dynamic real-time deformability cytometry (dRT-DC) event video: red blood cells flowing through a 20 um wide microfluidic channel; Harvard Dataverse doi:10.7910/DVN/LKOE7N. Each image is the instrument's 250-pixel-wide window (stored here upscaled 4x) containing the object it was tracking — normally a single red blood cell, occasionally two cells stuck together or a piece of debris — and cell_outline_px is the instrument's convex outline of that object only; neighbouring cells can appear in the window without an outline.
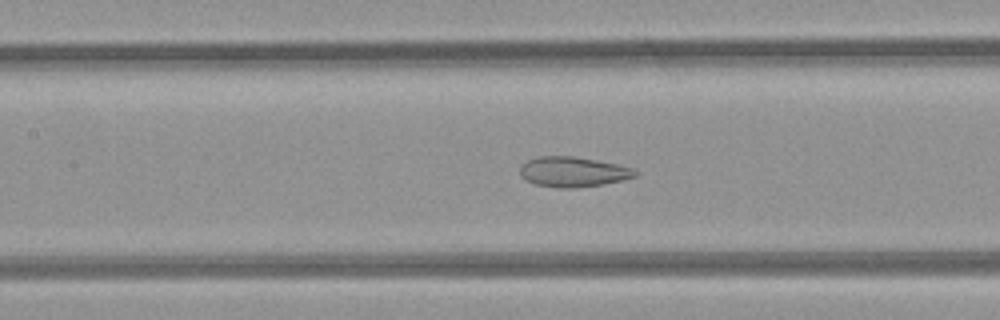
{"species": "common noctule bat (a hibernating species)", "species_latin": "Nyctalus noctula", "temperature_condition": "room temperature", "stored_images_in_passage": 46, "camera_frame_rate_fps": 3000, "um_per_image_px": 0.085, "animal": {"sex": "female", "body_mass_g": 21.9}, "frame": {"image": 1, "passage_image": 18, "time_ms": 5.667, "image_size_px": [1000, 320], "cell_outline_px": [[640, 172], [636, 176], [624, 180], [604, 184], [576, 188], [556, 188], [536, 184], [520, 176], [520, 168], [528, 160], [540, 156], [576, 156], [616, 164], [632, 168]], "centroid_in_image_um": [48.74, 14.61], "position_along_channel_um": 158.7, "area_um2": 20.23}}
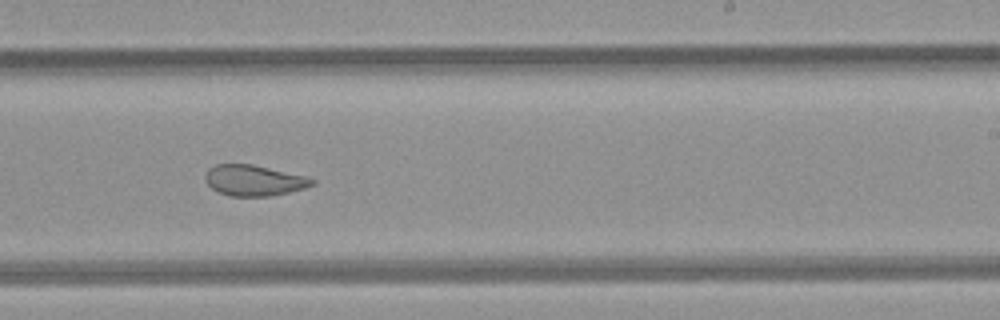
{"frame": {"image": 2, "passage_image": 26, "time_ms": 8.333, "image_size_px": [1000, 320], "cell_outline_px": [[316, 184], [304, 188], [288, 192], [268, 196], [228, 196], [212, 188], [204, 180], [204, 176], [208, 168], [216, 164], [252, 164], [304, 176], [316, 180]], "centroid_in_image_um": [21.56, 15.33], "position_along_channel_um": 267.4, "area_um2": 19.07}}
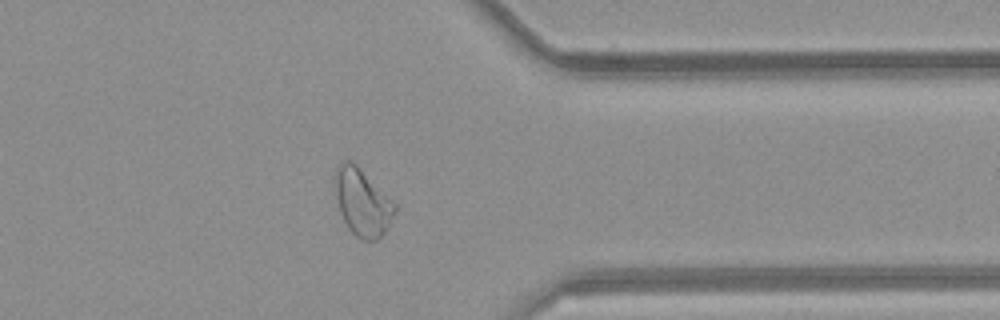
{"frame": {"image": 3, "passage_image": 35, "time_ms": 11.333, "image_size_px": [1000, 320], "cell_outline_px": [[396, 208], [384, 232], [376, 240], [360, 240], [348, 228], [340, 212], [336, 196], [336, 168], [344, 160], [348, 160], [356, 164], [396, 204]], "centroid_in_image_um": [30.79, 17.2], "position_along_channel_um": 380.6, "area_um2": 22.72}, "authors_computed_cell_mechanics": {"area_um2": 24.1026, "velocity_mm_per_s": 4.0915, "shape_relaxation_time_tau1_ms": null, "shape_relaxation_time_tau2_ms": 2.0129, "deformation_change_tau1": null, "deformation_change_tau2": 0.0872}}